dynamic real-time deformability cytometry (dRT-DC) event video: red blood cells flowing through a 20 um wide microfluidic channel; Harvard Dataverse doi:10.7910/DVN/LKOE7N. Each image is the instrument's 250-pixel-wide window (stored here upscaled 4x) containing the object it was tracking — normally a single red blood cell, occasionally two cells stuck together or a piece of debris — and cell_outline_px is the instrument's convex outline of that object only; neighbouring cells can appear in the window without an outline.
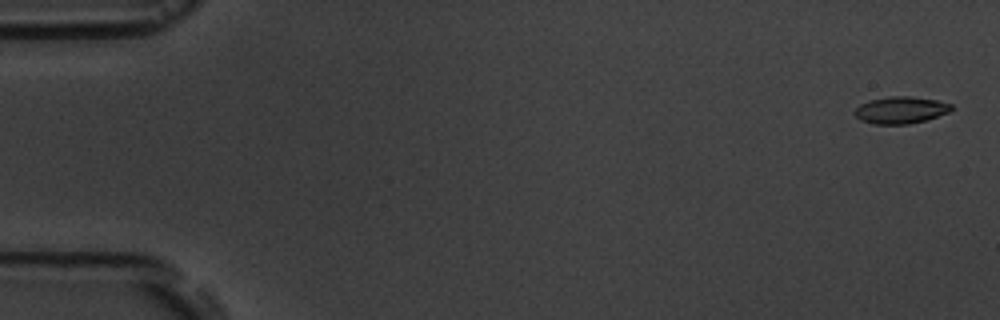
{"species": "common noctule bat (a hibernating species)", "species_latin": "Nyctalus noctula", "temperature_condition": "room temperature", "stored_images_in_passage": 9, "camera_frame_rate_fps": 3000, "um_per_image_px": 0.085, "animal": {"sex": "male", "body_mass_g": 19.5, "forearm_length_mm": 54.6}, "frame": {"image": 1, "passage_image": 1, "time_ms": 0.0, "image_size_px": [1000, 320], "cell_outline_px": [[952, 108], [948, 112], [924, 120], [908, 124], [872, 124], [860, 120], [852, 112], [860, 104], [868, 100], [888, 96], [908, 96], [936, 100], [952, 104]], "centroid_in_image_um": [76.49, 9.35], "position_along_channel_um": 8.5, "area_um2": 15.14}}
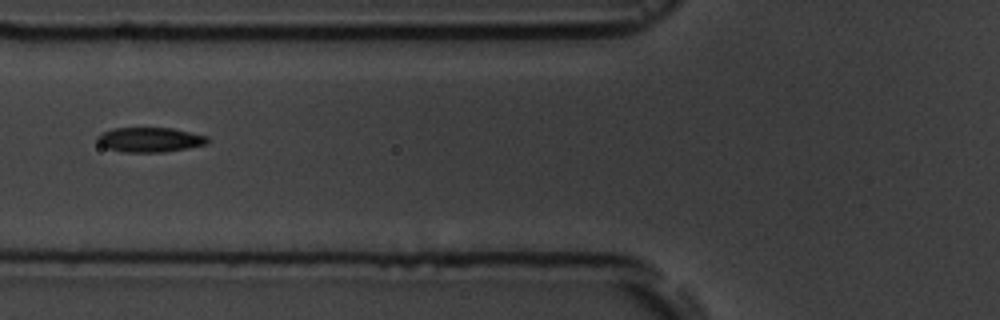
{"frame": {"image": 2, "passage_image": 6, "time_ms": 6.667, "image_size_px": [1000, 320], "cell_outline_px": [[208, 144], [188, 148], [164, 152], [124, 152], [108, 148], [100, 144], [96, 140], [96, 136], [100, 132], [112, 128], [172, 128], [208, 136]], "centroid_in_image_um": [12.72, 11.87], "position_along_channel_um": 113.1, "area_um2": 15.95}}
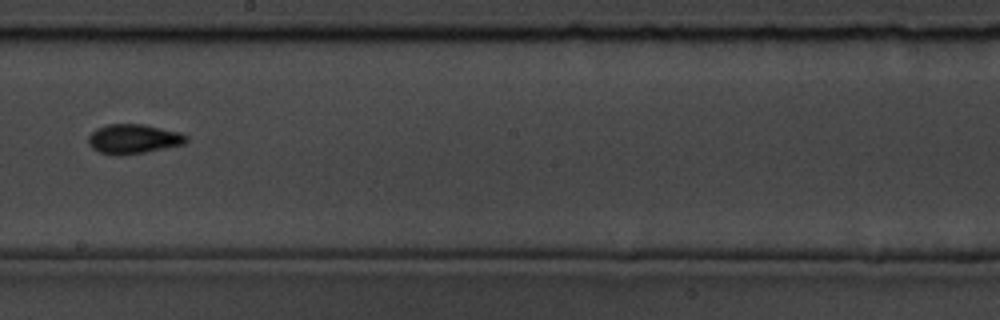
{"frame": {"image": 3, "passage_image": 9, "time_ms": 10.0, "image_size_px": [1000, 320], "cell_outline_px": [[188, 140], [184, 144], [144, 152], [116, 156], [100, 152], [92, 148], [88, 144], [88, 136], [96, 128], [108, 124], [144, 124], [180, 132], [188, 136]], "centroid_in_image_um": [11.33, 11.8], "position_along_channel_um": 236.9, "area_um2": 16.88}}